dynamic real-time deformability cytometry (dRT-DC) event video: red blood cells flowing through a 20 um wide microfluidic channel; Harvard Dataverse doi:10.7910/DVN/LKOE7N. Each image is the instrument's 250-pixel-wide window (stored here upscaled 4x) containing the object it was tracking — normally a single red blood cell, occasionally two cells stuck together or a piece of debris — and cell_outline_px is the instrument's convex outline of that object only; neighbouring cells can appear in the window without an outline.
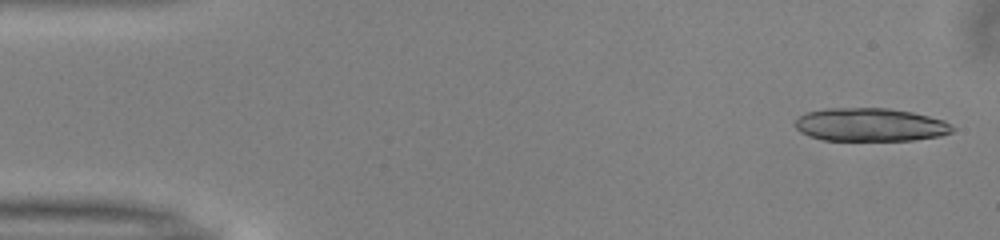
{"species": "common noctule bat (a hibernating species)", "species_latin": "Nyctalus noctula", "temperature_condition": "warm", "stored_images_in_passage": 51, "camera_frame_rate_fps": 3000, "um_per_image_px": 0.085, "animal": {"sex": "male", "body_mass_g": 13.0, "forearm_length_mm": 53.1}, "frame": {"image": 1, "passage_image": 2, "time_ms": 0.333, "image_size_px": [1000, 240], "cell_outline_px": [[956, 128], [952, 132], [940, 136], [912, 140], [824, 140], [808, 136], [800, 132], [796, 128], [796, 120], [804, 112], [824, 108], [888, 108], [912, 112], [944, 120]], "centroid_in_image_um": [73.96, 10.6], "position_along_channel_um": 11.0, "area_um2": 30.58}}
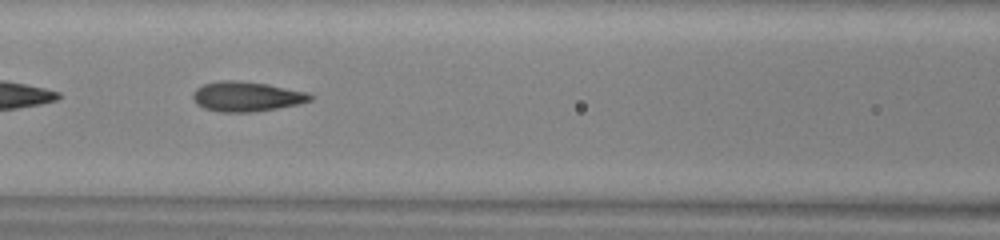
{"frame": {"image": 2, "passage_image": 22, "time_ms": 7.0, "image_size_px": [1000, 240], "cell_outline_px": [[312, 100], [296, 104], [276, 108], [252, 112], [220, 112], [204, 108], [196, 104], [192, 96], [192, 92], [196, 88], [204, 84], [220, 80], [232, 80], [268, 84], [308, 92], [312, 96]], "centroid_in_image_um": [20.92, 8.2], "position_along_channel_um": 145.7, "area_um2": 20.35}, "authors_computed_cell_mechanics": {"area_um2": 20.0566, "velocity_mm_per_s": 4.0166, "shape_relaxation_time_tau1_ms": 6.6229, "shape_relaxation_time_tau2_ms": 1.2821, "deformation_change_tau1": 0.2253, "deformation_change_tau2": 0.0855}}